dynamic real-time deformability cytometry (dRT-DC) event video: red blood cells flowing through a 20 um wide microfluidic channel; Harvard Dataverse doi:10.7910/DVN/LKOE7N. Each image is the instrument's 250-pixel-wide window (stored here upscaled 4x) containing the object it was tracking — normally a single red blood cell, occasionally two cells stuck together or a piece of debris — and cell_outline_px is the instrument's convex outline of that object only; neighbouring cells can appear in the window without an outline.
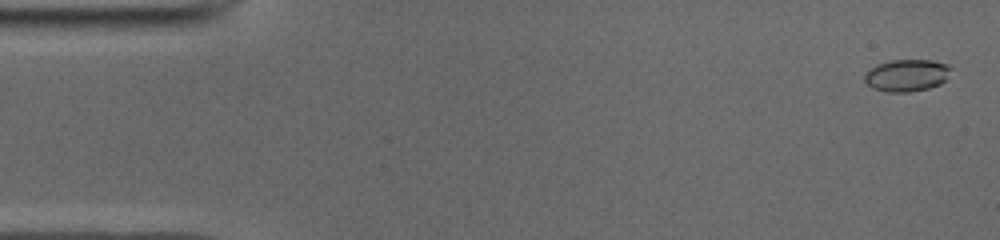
{"species": "common noctule bat (a hibernating species)", "species_latin": "Nyctalus noctula", "temperature_condition": "cold", "stored_images_in_passage": 51, "camera_frame_rate_fps": 3000, "um_per_image_px": 0.085, "animal": {"sex": "male", "body_mass_g": 19.0, "forearm_length_mm": 50.8}, "frame": {"image": 1, "passage_image": 2, "time_ms": 0.333, "image_size_px": [1000, 240], "cell_outline_px": [[952, 68], [944, 80], [940, 84], [928, 88], [908, 92], [888, 92], [872, 88], [864, 80], [864, 72], [876, 64], [892, 60], [932, 60], [948, 64]], "centroid_in_image_um": [77.04, 6.39], "position_along_channel_um": 8.0, "area_um2": 16.18}}
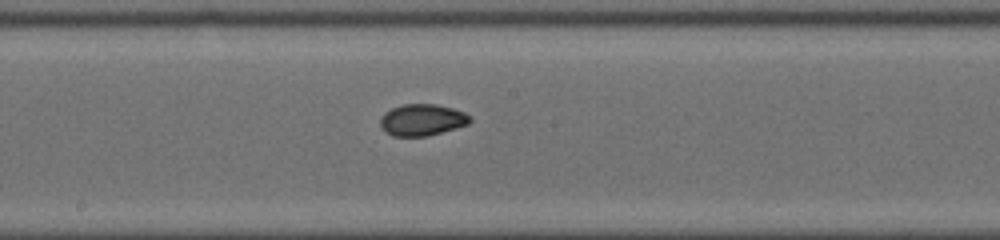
{"frame": {"image": 2, "passage_image": 27, "time_ms": 8.667, "image_size_px": [1000, 240], "cell_outline_px": [[472, 120], [468, 124], [440, 132], [424, 136], [392, 136], [380, 124], [380, 120], [384, 112], [400, 104], [436, 104], [452, 108], [464, 112]], "centroid_in_image_um": [35.86, 10.17], "position_along_channel_um": 212.3, "area_um2": 16.24}}
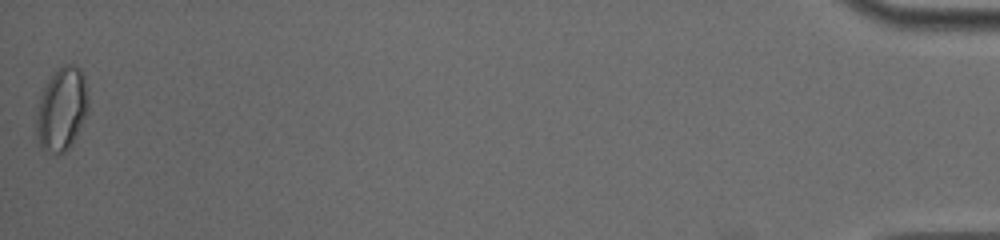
{"frame": {"image": 3, "passage_image": 51, "time_ms": 16.667, "image_size_px": [1000, 240], "cell_outline_px": [[88, 112], [72, 144], [64, 152], [56, 156], [40, 148], [36, 136], [36, 112], [40, 96], [48, 80], [64, 64], [76, 64], [84, 72], [88, 100]], "centroid_in_image_um": [5.25, 9.31], "position_along_channel_um": 430.0, "area_um2": 25.55}, "authors_computed_cell_mechanics": {"area_um2": 16.3574, "velocity_mm_per_s": 3.9639, "shape_relaxation_time_tau1_ms": 8.6109, "shape_relaxation_time_tau2_ms": null, "deformation_change_tau1": 0.1858, "deformation_change_tau2": null}}